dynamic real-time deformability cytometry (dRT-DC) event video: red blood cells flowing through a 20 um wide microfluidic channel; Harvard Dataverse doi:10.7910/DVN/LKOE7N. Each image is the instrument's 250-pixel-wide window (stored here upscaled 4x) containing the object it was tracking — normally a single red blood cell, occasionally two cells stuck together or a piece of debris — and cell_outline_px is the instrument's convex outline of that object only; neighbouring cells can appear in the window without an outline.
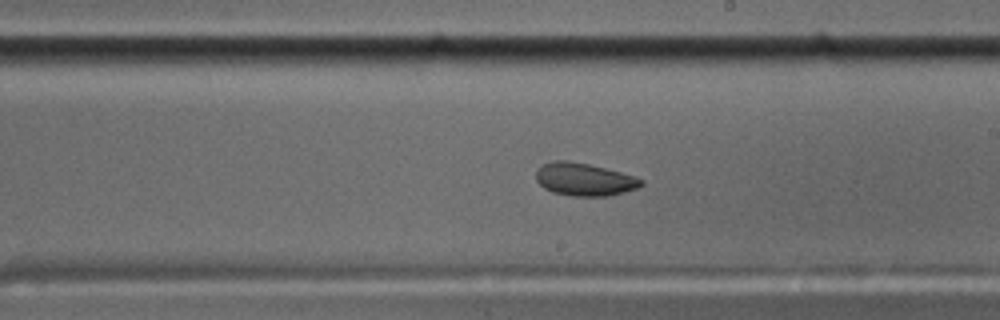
{"species": "common noctule bat (a hibernating species)", "species_latin": "Nyctalus noctula", "temperature_condition": "cold", "stored_images_in_passage": 58, "camera_frame_rate_fps": 3000, "um_per_image_px": 0.085, "animal": {"sex": "male", "body_mass_g": 17.5, "forearm_length_mm": 52.3}, "frame": {"image": 1, "passage_image": 34, "time_ms": 11.0, "image_size_px": [1000, 320], "cell_outline_px": [[644, 184], [636, 188], [624, 192], [608, 196], [572, 196], [552, 192], [544, 188], [536, 180], [536, 168], [540, 164], [552, 160], [568, 160], [588, 164], [636, 176], [644, 180]], "centroid_in_image_um": [49.63, 15.24], "position_along_channel_um": 239.4, "area_um2": 20.29}}
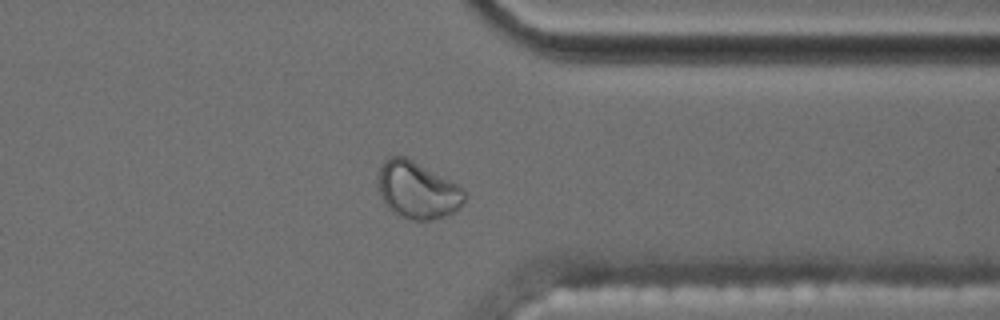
{"frame": {"image": 2, "passage_image": 46, "time_ms": 15.0, "image_size_px": [1000, 320], "cell_outline_px": [[468, 196], [460, 208], [444, 216], [428, 220], [412, 220], [400, 216], [392, 212], [384, 204], [380, 196], [376, 184], [380, 164], [388, 156], [404, 156], [412, 160], [464, 188]], "centroid_in_image_um": [35.44, 16.16], "position_along_channel_um": 376.0, "area_um2": 29.02}}
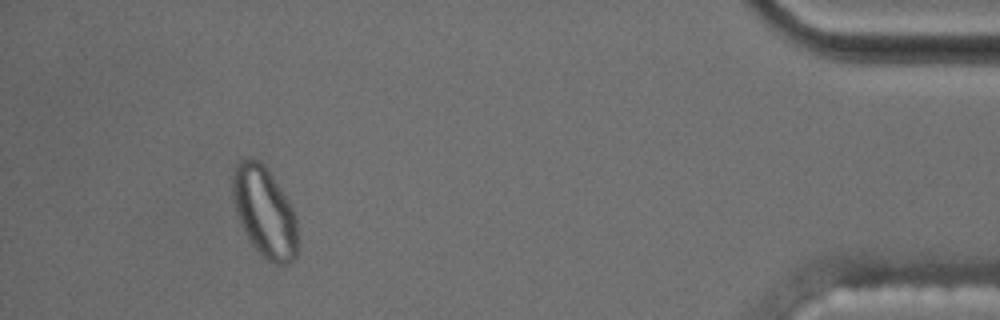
{"frame": {"image": 3, "passage_image": 54, "time_ms": 17.667, "image_size_px": [1000, 320], "cell_outline_px": [[300, 244], [296, 256], [288, 264], [276, 264], [268, 260], [252, 244], [240, 224], [232, 200], [232, 172], [236, 160], [244, 156], [252, 156], [260, 160], [268, 168], [296, 212]], "centroid_in_image_um": [22.5, 17.94], "position_along_channel_um": 412.7, "area_um2": 35.37}, "authors_computed_cell_mechanics": {"area_um2": 20.4034, "velocity_mm_per_s": 3.4914, "shape_relaxation_time_tau1_ms": null, "shape_relaxation_time_tau2_ms": 2.2913, "deformation_change_tau1": null, "deformation_change_tau2": 0.0609}}